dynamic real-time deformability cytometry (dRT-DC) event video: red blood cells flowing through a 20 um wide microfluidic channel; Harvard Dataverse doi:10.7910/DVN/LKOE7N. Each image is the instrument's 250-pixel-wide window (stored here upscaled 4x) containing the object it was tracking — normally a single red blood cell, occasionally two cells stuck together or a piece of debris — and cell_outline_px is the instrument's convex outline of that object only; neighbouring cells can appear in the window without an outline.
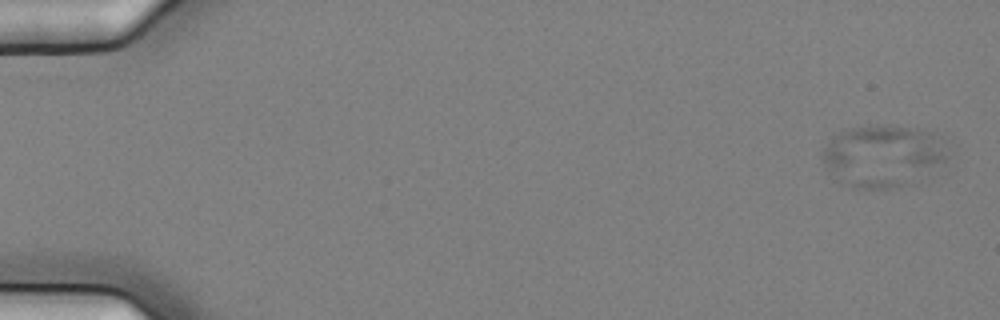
{"species": "common noctule bat (a hibernating species)", "species_latin": "Nyctalus noctula", "temperature_condition": "cold", "stored_images_in_passage": 6, "camera_frame_rate_fps": 3000, "um_per_image_px": 0.085, "animal": {"sex": "female", "body_mass_g": 25.1}, "frame": {"image": 1, "passage_image": 1, "time_ms": 0.0, "image_size_px": [1000, 320], "cell_outline_px": [[948, 156], [944, 160], [904, 184], [896, 188], [852, 188], [840, 184], [820, 160], [820, 152], [832, 136], [848, 128], [876, 124], [892, 124], [936, 128], [944, 140]], "centroid_in_image_um": [75.01, 13.16], "position_along_channel_um": 10.0, "area_um2": 46.12}}
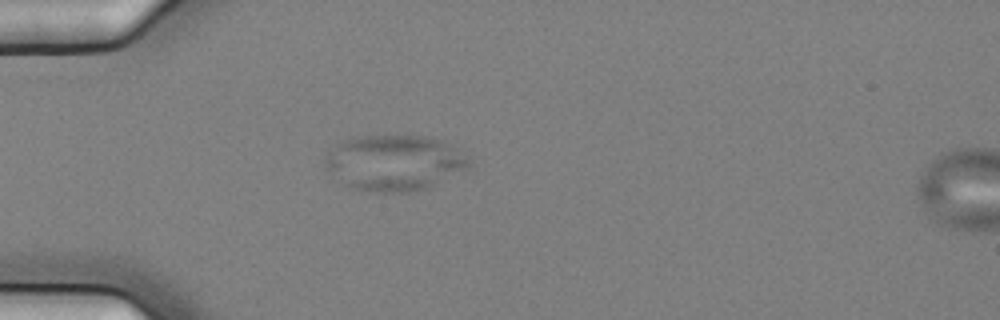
{"frame": {"image": 2, "passage_image": 5, "time_ms": 1.333, "image_size_px": [1000, 320], "cell_outline_px": [[472, 160], [468, 168], [432, 188], [408, 192], [372, 192], [352, 188], [328, 168], [324, 160], [328, 152], [336, 144], [344, 140], [360, 136], [428, 136], [452, 144], [468, 152]], "centroid_in_image_um": [33.66, 13.83], "position_along_channel_um": 51.3, "area_um2": 47.05}}